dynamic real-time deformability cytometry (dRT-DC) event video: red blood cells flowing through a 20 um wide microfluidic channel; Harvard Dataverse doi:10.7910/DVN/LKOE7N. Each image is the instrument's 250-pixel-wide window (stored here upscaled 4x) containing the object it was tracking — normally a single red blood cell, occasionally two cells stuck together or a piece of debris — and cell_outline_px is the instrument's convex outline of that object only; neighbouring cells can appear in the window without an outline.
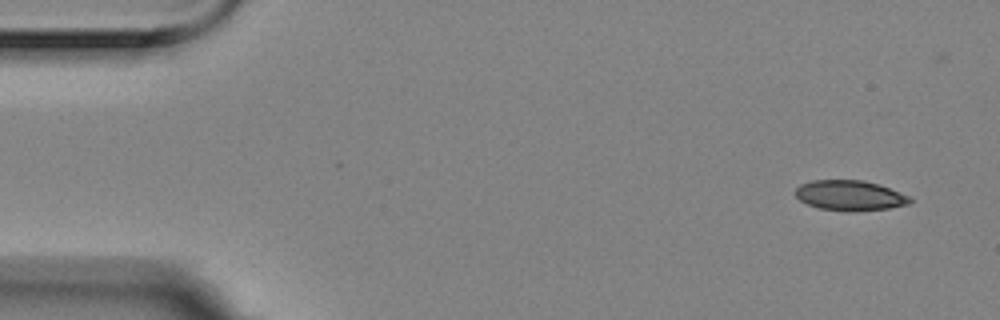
{"species": "Egyptian fruit bat (a non-hibernating species)", "species_latin": "Rousettus aegyptiacus", "temperature_condition": "room temperature", "stored_images_in_passage": 5, "camera_frame_rate_fps": 3000, "um_per_image_px": 0.085, "animal": {"sex": "female"}, "frame": {"image": 1, "passage_image": 1, "time_ms": 0.0, "image_size_px": [1000, 320], "cell_outline_px": [[912, 200], [908, 204], [888, 208], [820, 208], [808, 204], [800, 200], [796, 196], [796, 188], [800, 184], [812, 180], [864, 180], [880, 184], [908, 196]], "centroid_in_image_um": [72.21, 16.55], "position_along_channel_um": 12.8, "area_um2": 19.07}}
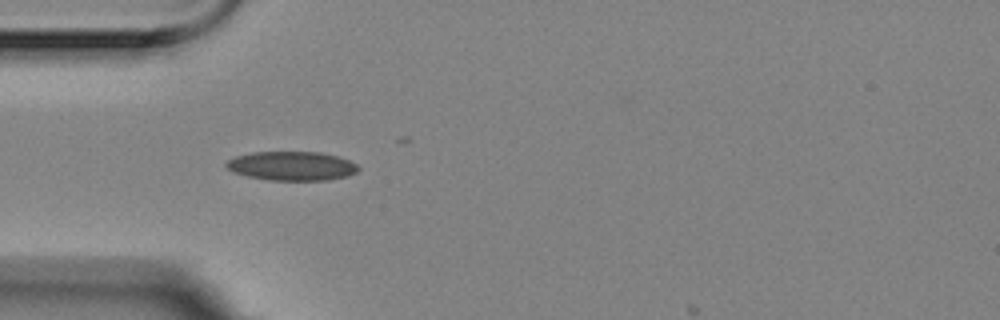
{"frame": {"image": 2, "passage_image": 4, "time_ms": 1.0, "image_size_px": [1000, 320], "cell_outline_px": [[360, 168], [356, 172], [348, 176], [328, 180], [268, 180], [248, 176], [232, 172], [224, 164], [228, 160], [236, 156], [252, 152], [320, 152], [336, 156], [348, 160], [356, 164]], "centroid_in_image_um": [24.79, 14.11], "position_along_channel_um": 60.2, "area_um2": 22.31}}
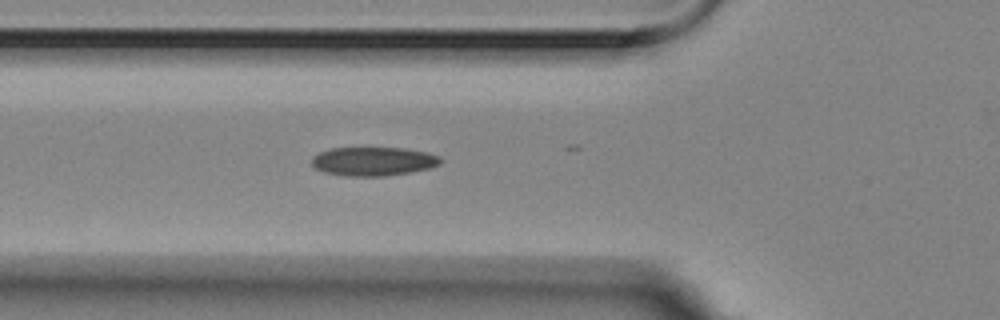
{"frame": {"image": 3, "passage_image": 5, "time_ms": 1.333, "image_size_px": [1000, 320], "cell_outline_px": [[440, 164], [428, 168], [408, 172], [384, 176], [344, 176], [324, 172], [316, 168], [312, 164], [312, 156], [320, 152], [332, 148], [404, 148], [428, 152], [440, 156]], "centroid_in_image_um": [31.72, 13.71], "position_along_channel_um": 94.1, "area_um2": 21.5}}